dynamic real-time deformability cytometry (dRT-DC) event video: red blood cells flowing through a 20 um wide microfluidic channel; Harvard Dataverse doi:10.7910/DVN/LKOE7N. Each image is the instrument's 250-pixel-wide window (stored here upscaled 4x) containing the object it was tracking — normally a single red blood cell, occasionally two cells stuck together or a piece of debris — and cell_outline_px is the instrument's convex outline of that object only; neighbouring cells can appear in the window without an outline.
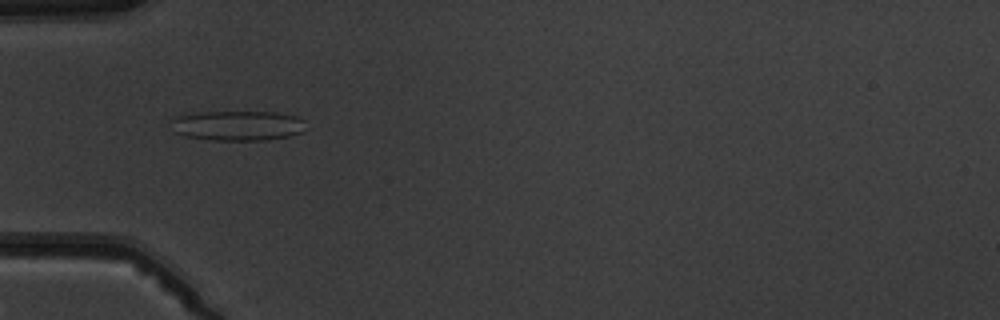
{"species": "common noctule bat (a hibernating species)", "species_latin": "Nyctalus noctula", "temperature_condition": "warm", "stored_images_in_passage": 6, "camera_frame_rate_fps": 3000, "um_per_image_px": 0.085, "animal": {"sex": "male", "body_mass_g": 19.5, "forearm_length_mm": 54.6}, "frame": {"image": 1, "passage_image": 5, "time_ms": 5.667, "image_size_px": [1000, 320], "cell_outline_px": [[304, 132], [288, 136], [264, 140], [212, 140], [184, 136], [172, 132], [168, 120], [176, 116], [196, 112], [276, 112], [296, 116], [304, 120]], "centroid_in_image_um": [20.12, 10.67], "position_along_channel_um": 64.9, "area_um2": 23.87}}